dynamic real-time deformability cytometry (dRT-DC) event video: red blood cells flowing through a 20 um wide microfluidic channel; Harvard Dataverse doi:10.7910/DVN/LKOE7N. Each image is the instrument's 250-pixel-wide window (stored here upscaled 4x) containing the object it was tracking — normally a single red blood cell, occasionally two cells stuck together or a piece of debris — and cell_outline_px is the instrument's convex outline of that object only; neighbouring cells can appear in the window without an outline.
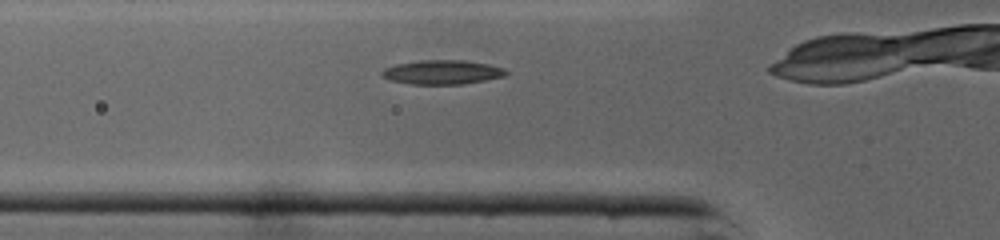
{"species": "common noctule bat (a hibernating species)", "species_latin": "Nyctalus noctula", "temperature_condition": "cold", "stored_images_in_passage": 22, "camera_frame_rate_fps": 3000, "um_per_image_px": 0.085, "animal": {"sex": "male", "body_mass_g": 19.0, "forearm_length_mm": 50.8}, "frame": {"image": 1, "passage_image": 2, "time_ms": 0.333, "image_size_px": [1000, 240], "cell_outline_px": [[508, 72], [504, 76], [484, 80], [460, 84], [412, 84], [392, 80], [384, 76], [380, 72], [384, 68], [396, 64], [420, 60], [464, 60], [488, 64], [504, 68]], "centroid_in_image_um": [37.59, 6.12], "position_along_channel_um": 88.2, "area_um2": 17.28}}
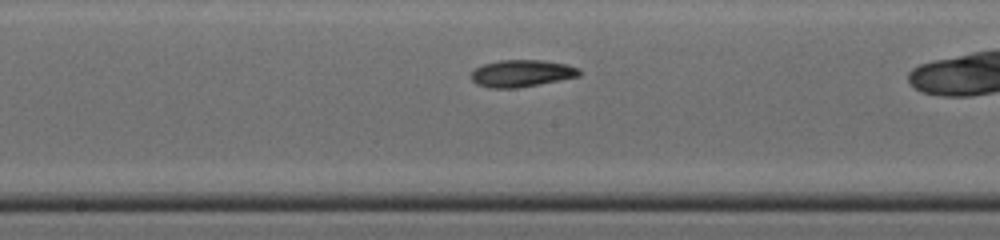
{"frame": {"image": 2, "passage_image": 10, "time_ms": 3.0, "image_size_px": [1000, 240], "cell_outline_px": [[584, 72], [580, 76], [516, 88], [488, 88], [476, 84], [472, 80], [472, 72], [476, 68], [484, 64], [500, 60], [544, 60], [568, 64], [580, 68]], "centroid_in_image_um": [44.39, 6.23], "position_along_channel_um": 203.8, "area_um2": 17.11}}
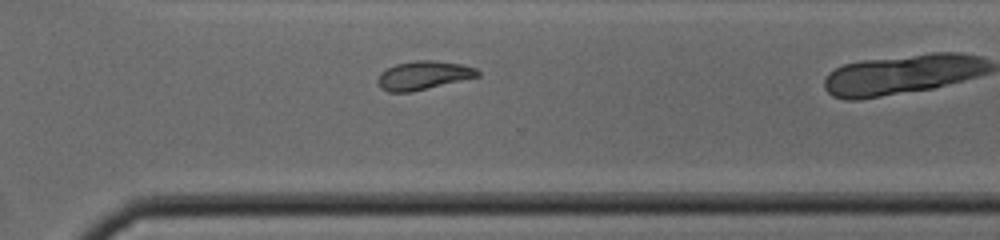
{"frame": {"image": 3, "passage_image": 19, "time_ms": 6.0, "image_size_px": [1000, 240], "cell_outline_px": [[480, 76], [412, 92], [388, 92], [380, 88], [376, 80], [380, 72], [396, 64], [416, 60], [432, 60], [460, 64], [476, 68], [480, 72]], "centroid_in_image_um": [35.96, 6.41], "position_along_channel_um": 334.6, "area_um2": 16.7}}